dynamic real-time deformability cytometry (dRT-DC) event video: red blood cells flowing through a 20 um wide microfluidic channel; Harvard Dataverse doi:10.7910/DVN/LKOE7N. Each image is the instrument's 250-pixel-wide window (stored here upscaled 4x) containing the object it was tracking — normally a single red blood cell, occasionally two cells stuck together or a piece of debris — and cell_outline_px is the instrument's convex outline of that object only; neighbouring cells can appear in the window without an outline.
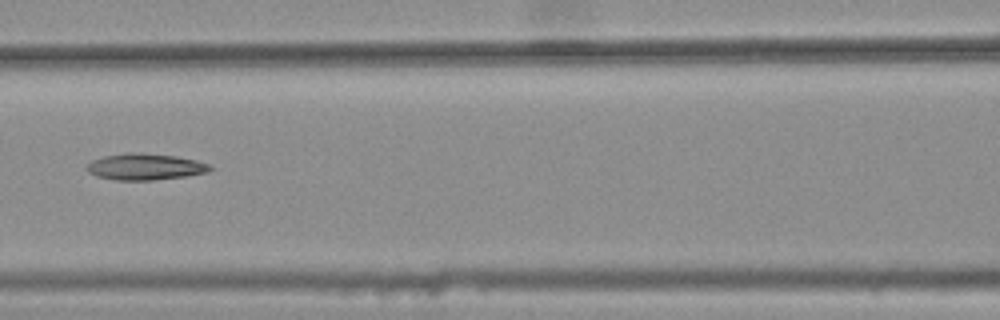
{"species": "common noctule bat (a hibernating species)", "species_latin": "Nyctalus noctula", "temperature_condition": "warm", "stored_images_in_passage": 8, "camera_frame_rate_fps": 3000, "um_per_image_px": 0.085, "animal": {"sex": "female", "body_mass_g": 25.1}, "frame": {"image": 1, "passage_image": 7, "time_ms": 2.0, "image_size_px": [1000, 320], "cell_outline_px": [[216, 168], [208, 172], [188, 176], [152, 180], [116, 180], [96, 176], [88, 172], [84, 168], [92, 160], [104, 156], [128, 152], [140, 152], [176, 156], [196, 160], [208, 164]], "centroid_in_image_um": [12.35, 14.17], "position_along_channel_um": 154.3, "area_um2": 19.19}}
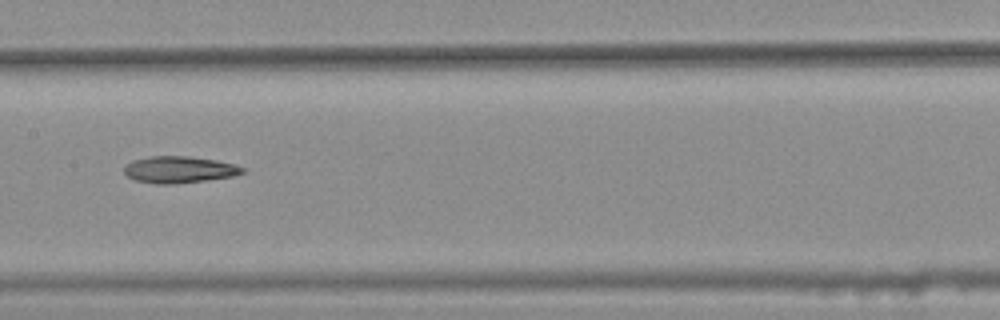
{"frame": {"image": 2, "passage_image": 8, "time_ms": 2.333, "image_size_px": [1000, 320], "cell_outline_px": [[244, 172], [232, 176], [176, 184], [152, 184], [132, 180], [124, 172], [124, 168], [132, 160], [148, 156], [188, 156], [216, 160], [236, 164], [244, 168]], "centroid_in_image_um": [15.19, 14.42], "position_along_channel_um": 192.2, "area_um2": 18.5}}